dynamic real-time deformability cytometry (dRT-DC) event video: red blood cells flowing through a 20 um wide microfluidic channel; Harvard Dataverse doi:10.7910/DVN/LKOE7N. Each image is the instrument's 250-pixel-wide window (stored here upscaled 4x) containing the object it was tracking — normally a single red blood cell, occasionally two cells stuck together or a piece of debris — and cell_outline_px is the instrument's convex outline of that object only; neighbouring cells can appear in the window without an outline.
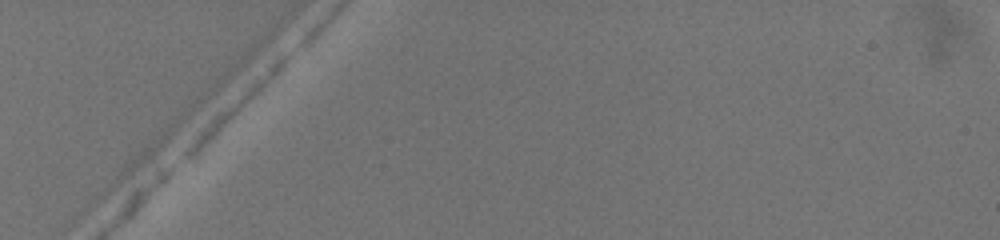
{"species": "common noctule bat (a hibernating species)", "species_latin": "Nyctalus noctula", "temperature_condition": "warm", "stored_images_in_passage": 1, "camera_frame_rate_fps": 3000, "um_per_image_px": 0.085, "animal": {"sex": "female", "body_mass_g": 19.5, "forearm_length_mm": 54.1}, "frame": {"image": 1, "passage_image": 1, "time_ms": 0.0, "image_size_px": [1000, 240], "cell_outline_px": [[292, 52], [288, 60], [232, 116], [188, 156], [180, 160], [180, 156], [196, 132], [216, 112], [256, 76], [280, 56], [288, 52]], "centroid_in_image_um": [19.86, 8.95], "position_along_channel_um": 65.1, "area_um2": 12.08}}